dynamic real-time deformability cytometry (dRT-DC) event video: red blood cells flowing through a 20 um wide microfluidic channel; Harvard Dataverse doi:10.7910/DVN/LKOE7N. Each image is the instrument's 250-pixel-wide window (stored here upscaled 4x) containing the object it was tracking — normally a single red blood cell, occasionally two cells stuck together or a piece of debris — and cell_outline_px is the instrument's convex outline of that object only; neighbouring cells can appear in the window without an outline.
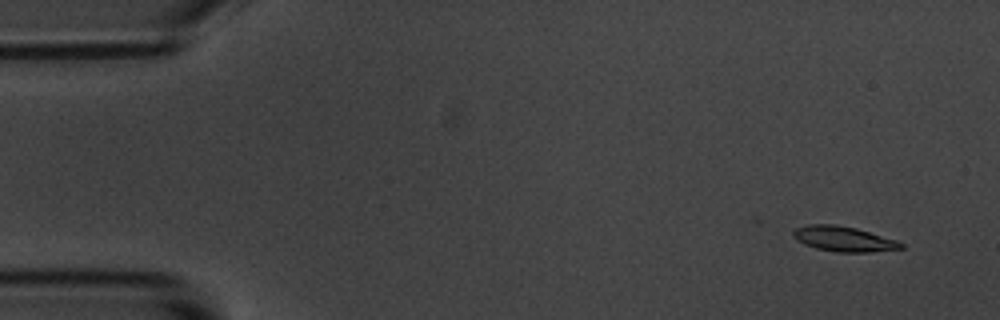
{"species": "common noctule bat (a hibernating species)", "species_latin": "Nyctalus noctula", "temperature_condition": "room temperature", "stored_images_in_passage": 6, "camera_frame_rate_fps": 3000, "um_per_image_px": 0.085, "animal": {"sex": "male", "body_mass_g": 20.1, "forearm_length_mm": 53.5}, "frame": {"image": 1, "passage_image": 1, "time_ms": 0.0, "image_size_px": [1000, 320], "cell_outline_px": [[904, 248], [868, 252], [836, 252], [816, 248], [804, 244], [792, 236], [792, 232], [796, 228], [808, 224], [836, 224], [856, 228], [896, 240], [904, 244]], "centroid_in_image_um": [71.69, 20.3], "position_along_channel_um": 13.3, "area_um2": 15.72}}
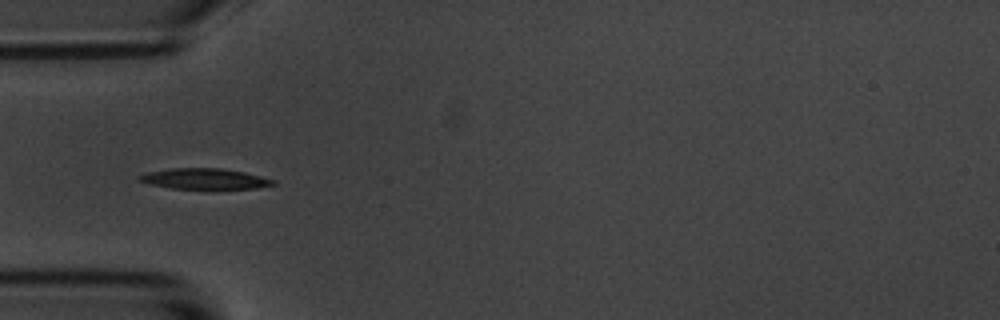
{"frame": {"image": 2, "passage_image": 5, "time_ms": 4.667, "image_size_px": [1000, 320], "cell_outline_px": [[276, 184], [256, 188], [172, 188], [152, 184], [140, 180], [136, 176], [148, 172], [168, 168], [220, 168], [244, 172], [276, 180]], "centroid_in_image_um": [17.4, 15.18], "position_along_channel_um": 67.6, "area_um2": 15.84}}